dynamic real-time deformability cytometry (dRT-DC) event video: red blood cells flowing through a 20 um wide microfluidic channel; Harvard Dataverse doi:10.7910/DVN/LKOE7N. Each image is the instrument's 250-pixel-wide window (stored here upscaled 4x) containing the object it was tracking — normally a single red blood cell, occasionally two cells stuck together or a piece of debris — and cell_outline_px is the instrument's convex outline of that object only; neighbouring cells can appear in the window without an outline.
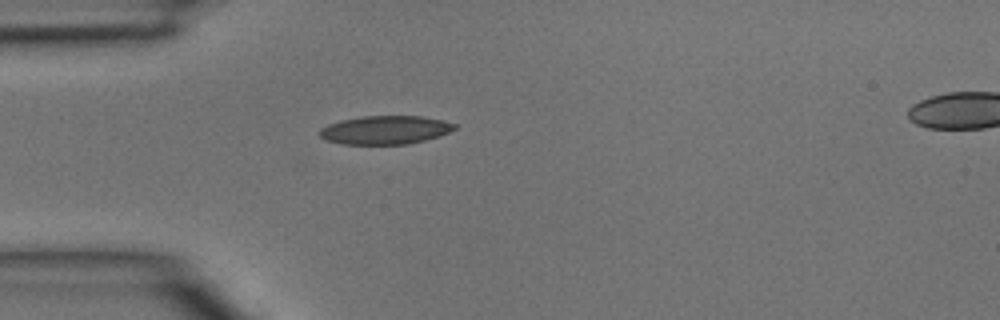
{"species": "common noctule bat (a hibernating species)", "species_latin": "Nyctalus noctula", "temperature_condition": "room temperature", "stored_images_in_passage": 4, "camera_frame_rate_fps": 3000, "um_per_image_px": 0.085, "animal": {"sex": "male", "body_mass_g": 15.6}, "frame": {"image": 1, "passage_image": 4, "time_ms": 1.0, "image_size_px": [1000, 320], "cell_outline_px": [[456, 128], [440, 136], [408, 144], [344, 144], [324, 140], [316, 132], [320, 128], [328, 124], [340, 120], [360, 116], [420, 116], [440, 120], [456, 124]], "centroid_in_image_um": [32.68, 11.05], "position_along_channel_um": 52.3, "area_um2": 22.48}}